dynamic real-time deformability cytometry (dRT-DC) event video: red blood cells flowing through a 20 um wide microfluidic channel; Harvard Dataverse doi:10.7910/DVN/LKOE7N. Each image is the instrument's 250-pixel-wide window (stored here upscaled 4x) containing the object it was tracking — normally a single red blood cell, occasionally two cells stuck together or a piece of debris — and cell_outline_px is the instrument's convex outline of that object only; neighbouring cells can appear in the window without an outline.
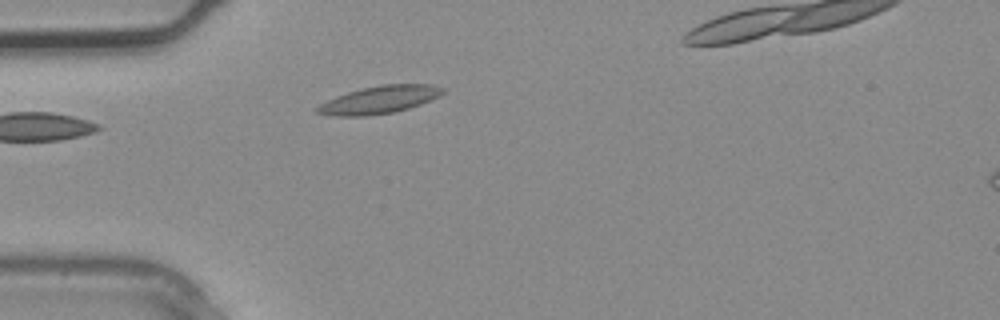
{"species": "common noctule bat (a hibernating species)", "species_latin": "Nyctalus noctula", "temperature_condition": "warm", "stored_images_in_passage": 3, "camera_frame_rate_fps": 3000, "um_per_image_px": 0.085, "animal": {"sex": "male", "body_mass_g": 20.4}, "frame": {"image": 1, "passage_image": 2, "time_ms": 0.333, "image_size_px": [1000, 320], "cell_outline_px": [[444, 92], [440, 96], [432, 100], [408, 108], [392, 112], [364, 116], [336, 116], [316, 112], [316, 108], [320, 104], [336, 96], [348, 92], [380, 84], [432, 84], [444, 88]], "centroid_in_image_um": [32.29, 8.47], "position_along_channel_um": 52.7, "area_um2": 20.0}}